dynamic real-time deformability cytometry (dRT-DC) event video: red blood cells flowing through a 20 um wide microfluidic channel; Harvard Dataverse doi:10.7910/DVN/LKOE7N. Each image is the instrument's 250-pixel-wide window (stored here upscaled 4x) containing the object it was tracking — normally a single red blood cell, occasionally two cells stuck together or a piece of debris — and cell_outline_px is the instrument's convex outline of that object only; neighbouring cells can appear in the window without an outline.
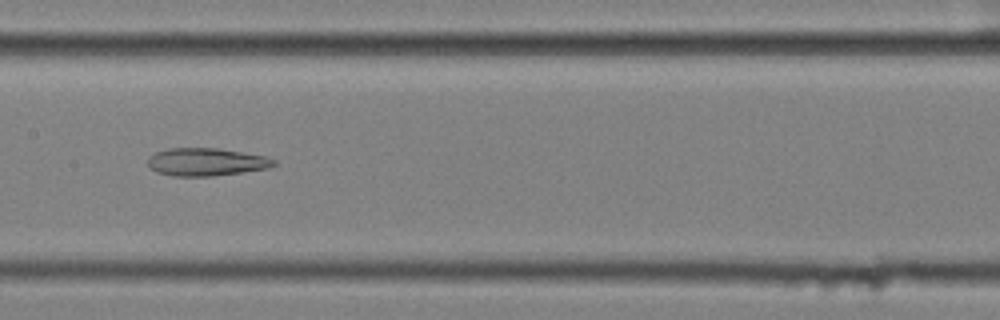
{"species": "common noctule bat (a hibernating species)", "species_latin": "Nyctalus noctula", "temperature_condition": "cold", "stored_images_in_passage": 52, "segment_of_instrument_passage": [2, 3], "camera_frame_rate_fps": 3000, "um_per_image_px": 0.085, "animal": {"sex": "female", "body_mass_g": 25.1}, "frame": {"image": 1, "passage_image": 29, "time_ms": 9.333, "image_size_px": [1000, 320], "cell_outline_px": [[280, 164], [268, 168], [212, 176], [172, 176], [156, 172], [148, 164], [148, 156], [156, 152], [168, 148], [216, 148], [264, 156], [276, 160]], "centroid_in_image_um": [17.52, 13.76], "position_along_channel_um": 189.9, "area_um2": 20.35}}
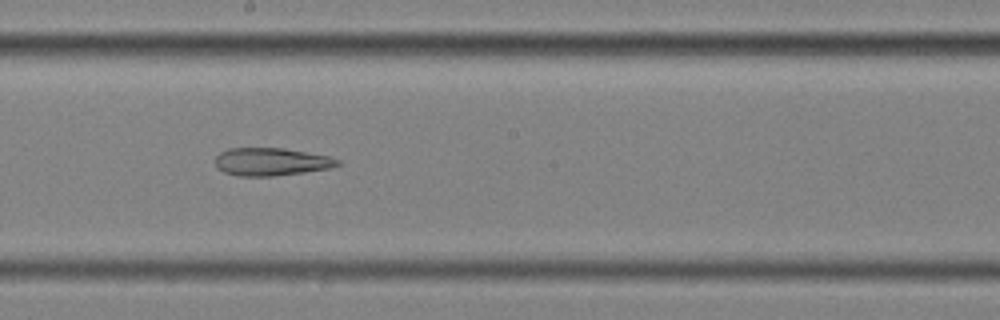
{"frame": {"image": 2, "passage_image": 32, "time_ms": 10.333, "image_size_px": [1000, 320], "cell_outline_px": [[340, 164], [332, 168], [304, 172], [272, 176], [240, 176], [224, 172], [216, 168], [216, 156], [220, 152], [228, 148], [284, 148], [328, 156], [340, 160]], "centroid_in_image_um": [23.04, 13.75], "position_along_channel_um": 225.2, "area_um2": 19.83}}
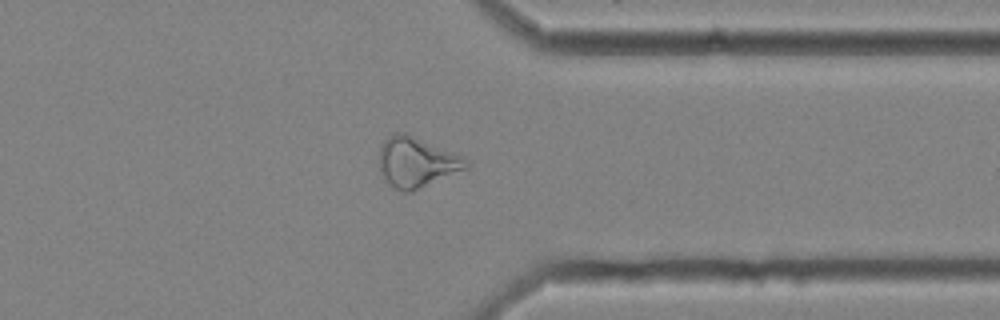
{"frame": {"image": 3, "passage_image": 45, "time_ms": 14.667, "image_size_px": [1000, 320], "cell_outline_px": [[472, 164], [468, 168], [412, 192], [404, 192], [396, 188], [384, 176], [380, 168], [380, 148], [384, 140], [388, 136], [396, 132], [404, 132], [460, 156], [468, 160]], "centroid_in_image_um": [35.43, 13.79], "position_along_channel_um": 376.0, "area_um2": 24.85}}